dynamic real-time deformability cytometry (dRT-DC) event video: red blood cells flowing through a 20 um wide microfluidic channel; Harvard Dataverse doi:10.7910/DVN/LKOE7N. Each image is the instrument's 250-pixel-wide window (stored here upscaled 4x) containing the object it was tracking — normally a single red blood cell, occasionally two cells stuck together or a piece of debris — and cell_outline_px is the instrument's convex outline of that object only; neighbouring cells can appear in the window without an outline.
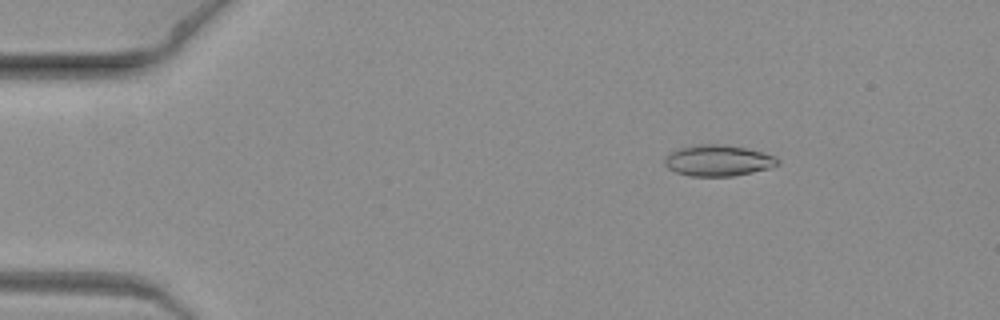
{"species": "common noctule bat (a hibernating species)", "species_latin": "Nyctalus noctula", "temperature_condition": "warm", "stored_images_in_passage": 9, "camera_frame_rate_fps": 3000, "um_per_image_px": 0.085, "animal": {"sex": "female", "body_mass_g": 19.3, "forearm_length_mm": 54.1}, "frame": {"image": 1, "passage_image": 3, "time_ms": 0.667, "image_size_px": [1000, 320], "cell_outline_px": [[780, 164], [768, 168], [752, 172], [732, 176], [692, 176], [676, 172], [668, 168], [664, 164], [664, 156], [676, 148], [692, 144], [724, 144], [744, 148], [776, 156], [780, 160]], "centroid_in_image_um": [60.99, 13.63], "position_along_channel_um": 24.0, "area_um2": 20.63}}
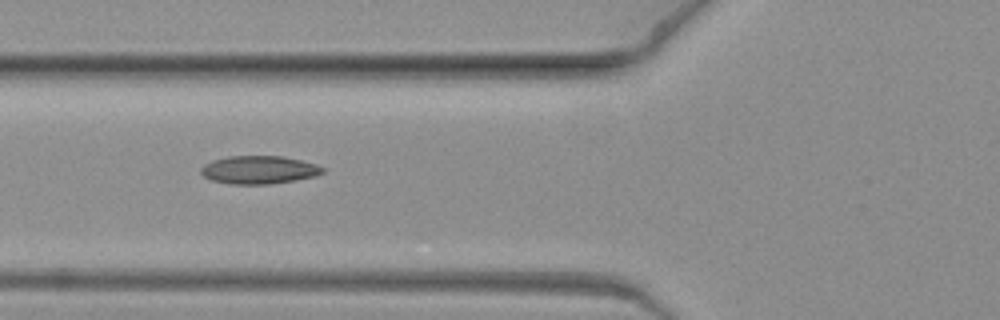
{"frame": {"image": 2, "passage_image": 8, "time_ms": 2.333, "image_size_px": [1000, 320], "cell_outline_px": [[324, 172], [316, 176], [296, 180], [268, 184], [232, 184], [212, 180], [204, 176], [200, 172], [200, 168], [204, 164], [212, 160], [228, 156], [284, 156], [316, 164], [324, 168]], "centroid_in_image_um": [22.01, 14.43], "position_along_channel_um": 103.8, "area_um2": 19.94}}